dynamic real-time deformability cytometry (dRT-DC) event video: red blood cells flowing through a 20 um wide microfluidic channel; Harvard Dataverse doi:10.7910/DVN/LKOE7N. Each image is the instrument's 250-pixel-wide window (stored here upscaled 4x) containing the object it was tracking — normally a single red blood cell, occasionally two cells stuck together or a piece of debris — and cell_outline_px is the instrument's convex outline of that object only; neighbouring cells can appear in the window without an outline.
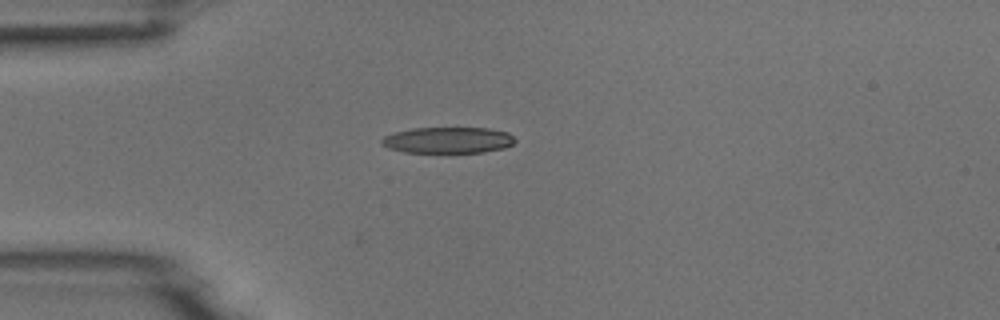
{"species": "common noctule bat (a hibernating species)", "species_latin": "Nyctalus noctula", "temperature_condition": "room temperature", "stored_images_in_passage": 27, "camera_frame_rate_fps": 3000, "um_per_image_px": 0.085, "animal": {"sex": "male", "body_mass_g": 18.8}, "frame": {"image": 1, "passage_image": 1, "time_ms": 0.0, "image_size_px": [1000, 320], "cell_outline_px": [[516, 140], [512, 144], [504, 148], [484, 152], [404, 152], [388, 148], [380, 144], [380, 140], [384, 136], [392, 132], [412, 128], [488, 128], [508, 132]], "centroid_in_image_um": [38.04, 11.9], "position_along_channel_um": 47.0, "area_um2": 20.4}}
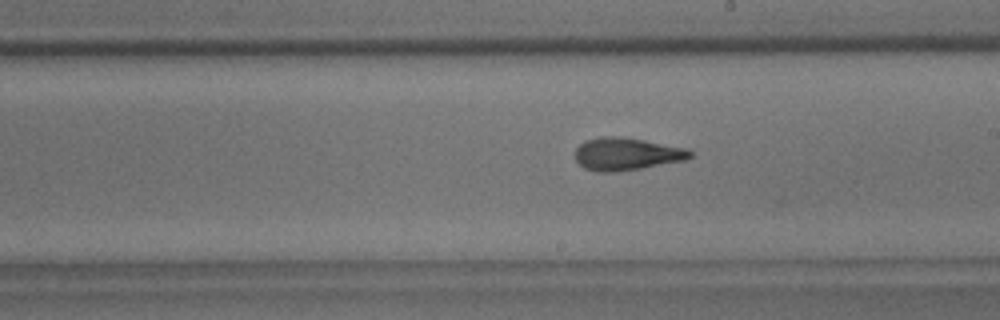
{"frame": {"image": 2, "passage_image": 17, "time_ms": 5.333, "image_size_px": [1000, 320], "cell_outline_px": [[696, 152], [692, 156], [684, 160], [620, 172], [596, 172], [584, 168], [576, 160], [576, 148], [584, 140], [600, 136], [620, 136], [644, 140], [688, 148]], "centroid_in_image_um": [53.27, 13.08], "position_along_channel_um": 235.7, "area_um2": 22.08}}
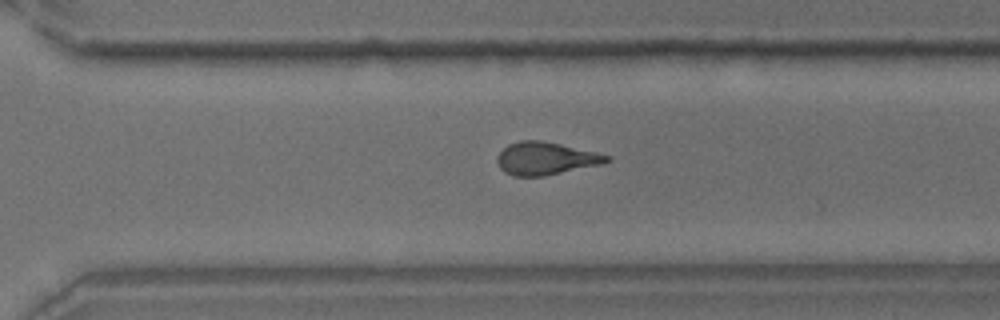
{"frame": {"image": 3, "passage_image": 24, "time_ms": 7.667, "image_size_px": [1000, 320], "cell_outline_px": [[612, 160], [604, 164], [544, 176], [512, 176], [504, 172], [500, 168], [496, 160], [500, 152], [508, 144], [520, 140], [540, 140], [560, 144], [596, 152], [612, 156]], "centroid_in_image_um": [46.41, 13.47], "position_along_channel_um": 324.2, "area_um2": 21.04}}